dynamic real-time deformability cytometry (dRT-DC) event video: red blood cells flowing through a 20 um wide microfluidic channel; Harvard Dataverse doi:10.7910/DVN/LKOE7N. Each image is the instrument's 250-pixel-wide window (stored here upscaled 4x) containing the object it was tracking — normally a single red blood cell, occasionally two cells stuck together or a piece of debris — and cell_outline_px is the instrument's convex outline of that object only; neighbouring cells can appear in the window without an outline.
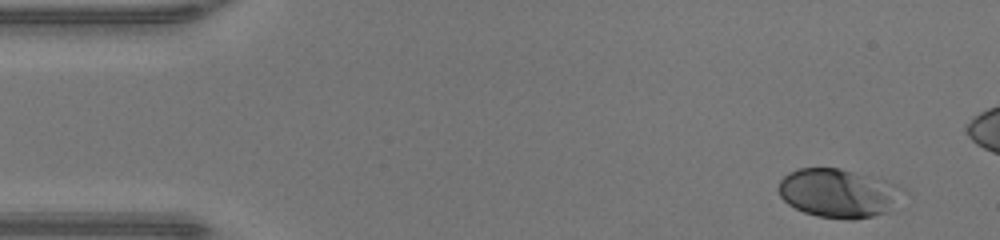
{"species": "human", "species_latin": "Homo sapiens", "temperature_condition": "warm", "stored_images_in_passage": 38, "camera_frame_rate_fps": 3000, "um_per_image_px": 0.085, "donor": {"sex": "male"}, "frame": {"image": 1, "passage_image": 1, "time_ms": 0.0, "image_size_px": [1000, 240], "cell_outline_px": [[908, 192], [888, 212], [872, 216], [852, 220], [848, 220], [820, 216], [804, 212], [788, 204], [780, 196], [776, 188], [780, 180], [788, 172], [800, 168], [840, 168], [888, 180], [904, 188]], "centroid_in_image_um": [71.3, 16.41], "position_along_channel_um": 13.7, "area_um2": 35.89}}
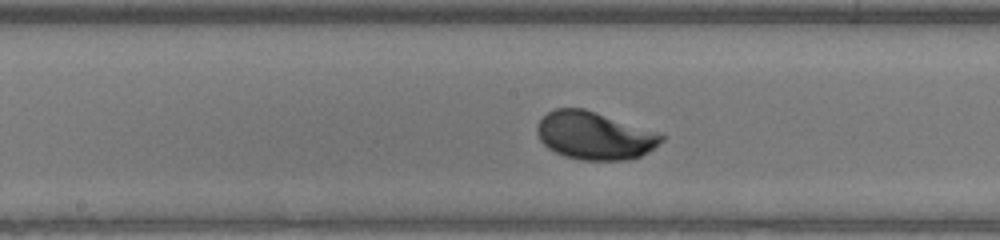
{"frame": {"image": 2, "passage_image": 22, "time_ms": 7.0, "image_size_px": [1000, 240], "cell_outline_px": [[664, 140], [648, 152], [640, 156], [628, 160], [580, 160], [564, 156], [548, 148], [540, 140], [536, 132], [536, 128], [540, 120], [548, 112], [556, 108], [584, 108], [664, 132]], "centroid_in_image_um": [50.59, 11.52], "position_along_channel_um": 197.6, "area_um2": 35.2}}
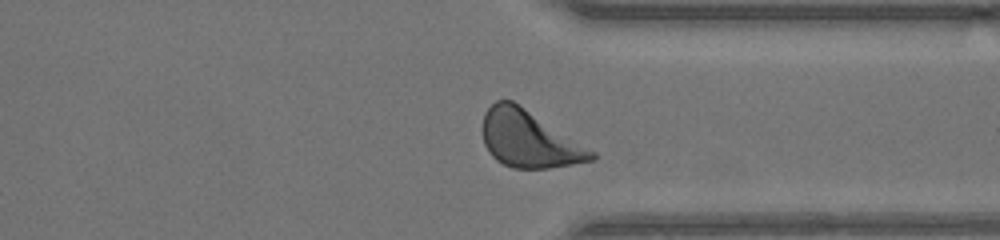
{"frame": {"image": 3, "passage_image": 34, "time_ms": 11.0, "image_size_px": [1000, 240], "cell_outline_px": [[596, 160], [548, 168], [512, 168], [496, 160], [488, 152], [484, 144], [484, 112], [496, 100], [512, 100], [596, 152]], "centroid_in_image_um": [44.97, 11.84], "position_along_channel_um": 366.4, "area_um2": 35.6}, "authors_computed_cell_mechanics": {"area_um2": 33.9575, "velocity_mm_per_s": 4.2563, "shape_relaxation_time_tau1_ms": 2.4925, "shape_relaxation_time_tau2_ms": null, "deformation_change_tau1": 0.1362, "deformation_change_tau2": null}}